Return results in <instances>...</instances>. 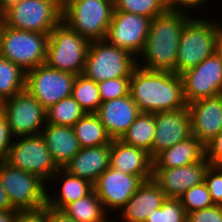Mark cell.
<instances>
[{
	"mask_svg": "<svg viewBox=\"0 0 222 222\" xmlns=\"http://www.w3.org/2000/svg\"><path fill=\"white\" fill-rule=\"evenodd\" d=\"M129 95L140 112L154 114L178 110L188 105L180 75L147 70L138 65L130 78Z\"/></svg>",
	"mask_w": 222,
	"mask_h": 222,
	"instance_id": "1",
	"label": "cell"
},
{
	"mask_svg": "<svg viewBox=\"0 0 222 222\" xmlns=\"http://www.w3.org/2000/svg\"><path fill=\"white\" fill-rule=\"evenodd\" d=\"M192 17L194 15L166 10L153 18L145 48L139 55L143 57V64L137 60V65L147 70L176 73L180 34Z\"/></svg>",
	"mask_w": 222,
	"mask_h": 222,
	"instance_id": "2",
	"label": "cell"
},
{
	"mask_svg": "<svg viewBox=\"0 0 222 222\" xmlns=\"http://www.w3.org/2000/svg\"><path fill=\"white\" fill-rule=\"evenodd\" d=\"M113 12L111 0H62V22L89 42L105 40Z\"/></svg>",
	"mask_w": 222,
	"mask_h": 222,
	"instance_id": "3",
	"label": "cell"
},
{
	"mask_svg": "<svg viewBox=\"0 0 222 222\" xmlns=\"http://www.w3.org/2000/svg\"><path fill=\"white\" fill-rule=\"evenodd\" d=\"M207 18L192 17L180 34L176 74L194 68L215 53V41L222 23Z\"/></svg>",
	"mask_w": 222,
	"mask_h": 222,
	"instance_id": "4",
	"label": "cell"
},
{
	"mask_svg": "<svg viewBox=\"0 0 222 222\" xmlns=\"http://www.w3.org/2000/svg\"><path fill=\"white\" fill-rule=\"evenodd\" d=\"M0 20L11 28L50 34L62 21V0H23L7 7Z\"/></svg>",
	"mask_w": 222,
	"mask_h": 222,
	"instance_id": "5",
	"label": "cell"
},
{
	"mask_svg": "<svg viewBox=\"0 0 222 222\" xmlns=\"http://www.w3.org/2000/svg\"><path fill=\"white\" fill-rule=\"evenodd\" d=\"M90 42L60 22L49 34L45 64L60 71L83 73Z\"/></svg>",
	"mask_w": 222,
	"mask_h": 222,
	"instance_id": "6",
	"label": "cell"
},
{
	"mask_svg": "<svg viewBox=\"0 0 222 222\" xmlns=\"http://www.w3.org/2000/svg\"><path fill=\"white\" fill-rule=\"evenodd\" d=\"M137 58L127 49L116 47L106 40L90 42L83 75L95 82L131 77Z\"/></svg>",
	"mask_w": 222,
	"mask_h": 222,
	"instance_id": "7",
	"label": "cell"
},
{
	"mask_svg": "<svg viewBox=\"0 0 222 222\" xmlns=\"http://www.w3.org/2000/svg\"><path fill=\"white\" fill-rule=\"evenodd\" d=\"M49 34L26 31L2 23L1 56L25 72L45 64Z\"/></svg>",
	"mask_w": 222,
	"mask_h": 222,
	"instance_id": "8",
	"label": "cell"
},
{
	"mask_svg": "<svg viewBox=\"0 0 222 222\" xmlns=\"http://www.w3.org/2000/svg\"><path fill=\"white\" fill-rule=\"evenodd\" d=\"M0 181L14 209L34 210L46 205L47 185L36 175L0 161Z\"/></svg>",
	"mask_w": 222,
	"mask_h": 222,
	"instance_id": "9",
	"label": "cell"
},
{
	"mask_svg": "<svg viewBox=\"0 0 222 222\" xmlns=\"http://www.w3.org/2000/svg\"><path fill=\"white\" fill-rule=\"evenodd\" d=\"M5 162L14 168L36 175L46 184L52 182L51 177L60 169L41 134L21 136L12 140Z\"/></svg>",
	"mask_w": 222,
	"mask_h": 222,
	"instance_id": "10",
	"label": "cell"
},
{
	"mask_svg": "<svg viewBox=\"0 0 222 222\" xmlns=\"http://www.w3.org/2000/svg\"><path fill=\"white\" fill-rule=\"evenodd\" d=\"M76 76L42 64L26 71L25 89L46 110L72 95Z\"/></svg>",
	"mask_w": 222,
	"mask_h": 222,
	"instance_id": "11",
	"label": "cell"
},
{
	"mask_svg": "<svg viewBox=\"0 0 222 222\" xmlns=\"http://www.w3.org/2000/svg\"><path fill=\"white\" fill-rule=\"evenodd\" d=\"M1 111L13 138L39 135L46 124V110L26 89L5 100Z\"/></svg>",
	"mask_w": 222,
	"mask_h": 222,
	"instance_id": "12",
	"label": "cell"
},
{
	"mask_svg": "<svg viewBox=\"0 0 222 222\" xmlns=\"http://www.w3.org/2000/svg\"><path fill=\"white\" fill-rule=\"evenodd\" d=\"M180 77L187 104L222 94V61L216 53Z\"/></svg>",
	"mask_w": 222,
	"mask_h": 222,
	"instance_id": "13",
	"label": "cell"
},
{
	"mask_svg": "<svg viewBox=\"0 0 222 222\" xmlns=\"http://www.w3.org/2000/svg\"><path fill=\"white\" fill-rule=\"evenodd\" d=\"M151 20L134 13L114 11L105 40L116 47L127 49L138 58L145 48Z\"/></svg>",
	"mask_w": 222,
	"mask_h": 222,
	"instance_id": "14",
	"label": "cell"
},
{
	"mask_svg": "<svg viewBox=\"0 0 222 222\" xmlns=\"http://www.w3.org/2000/svg\"><path fill=\"white\" fill-rule=\"evenodd\" d=\"M143 182L139 176L109 167L97 178L93 188L108 213L110 209L120 211Z\"/></svg>",
	"mask_w": 222,
	"mask_h": 222,
	"instance_id": "15",
	"label": "cell"
},
{
	"mask_svg": "<svg viewBox=\"0 0 222 222\" xmlns=\"http://www.w3.org/2000/svg\"><path fill=\"white\" fill-rule=\"evenodd\" d=\"M210 166L206 156L200 161L176 168H153L152 180L161 188L166 198H179L194 185L204 182Z\"/></svg>",
	"mask_w": 222,
	"mask_h": 222,
	"instance_id": "16",
	"label": "cell"
},
{
	"mask_svg": "<svg viewBox=\"0 0 222 222\" xmlns=\"http://www.w3.org/2000/svg\"><path fill=\"white\" fill-rule=\"evenodd\" d=\"M155 136L152 145V159L175 144L192 136L188 108L155 113Z\"/></svg>",
	"mask_w": 222,
	"mask_h": 222,
	"instance_id": "17",
	"label": "cell"
},
{
	"mask_svg": "<svg viewBox=\"0 0 222 222\" xmlns=\"http://www.w3.org/2000/svg\"><path fill=\"white\" fill-rule=\"evenodd\" d=\"M187 108L191 133L206 146L222 130V94L189 103Z\"/></svg>",
	"mask_w": 222,
	"mask_h": 222,
	"instance_id": "18",
	"label": "cell"
},
{
	"mask_svg": "<svg viewBox=\"0 0 222 222\" xmlns=\"http://www.w3.org/2000/svg\"><path fill=\"white\" fill-rule=\"evenodd\" d=\"M109 167L147 181L152 179L153 159L144 149L113 139L110 144Z\"/></svg>",
	"mask_w": 222,
	"mask_h": 222,
	"instance_id": "19",
	"label": "cell"
},
{
	"mask_svg": "<svg viewBox=\"0 0 222 222\" xmlns=\"http://www.w3.org/2000/svg\"><path fill=\"white\" fill-rule=\"evenodd\" d=\"M140 113L137 104L128 94L102 102L95 114L113 140L120 139Z\"/></svg>",
	"mask_w": 222,
	"mask_h": 222,
	"instance_id": "20",
	"label": "cell"
},
{
	"mask_svg": "<svg viewBox=\"0 0 222 222\" xmlns=\"http://www.w3.org/2000/svg\"><path fill=\"white\" fill-rule=\"evenodd\" d=\"M166 199L161 188L152 180L144 181L135 194L118 212L123 222H145L147 217L160 208Z\"/></svg>",
	"mask_w": 222,
	"mask_h": 222,
	"instance_id": "21",
	"label": "cell"
},
{
	"mask_svg": "<svg viewBox=\"0 0 222 222\" xmlns=\"http://www.w3.org/2000/svg\"><path fill=\"white\" fill-rule=\"evenodd\" d=\"M110 144L81 148L79 152L63 167L73 176L88 180L92 184L109 168Z\"/></svg>",
	"mask_w": 222,
	"mask_h": 222,
	"instance_id": "22",
	"label": "cell"
},
{
	"mask_svg": "<svg viewBox=\"0 0 222 222\" xmlns=\"http://www.w3.org/2000/svg\"><path fill=\"white\" fill-rule=\"evenodd\" d=\"M40 134L59 168H63L81 149L72 127L46 123Z\"/></svg>",
	"mask_w": 222,
	"mask_h": 222,
	"instance_id": "23",
	"label": "cell"
},
{
	"mask_svg": "<svg viewBox=\"0 0 222 222\" xmlns=\"http://www.w3.org/2000/svg\"><path fill=\"white\" fill-rule=\"evenodd\" d=\"M59 178V179H58ZM52 181H61L56 194L47 192L46 205L55 210H63L69 203L89 195L93 190V184L88 180L73 176L60 168L52 177ZM54 194V195H53Z\"/></svg>",
	"mask_w": 222,
	"mask_h": 222,
	"instance_id": "24",
	"label": "cell"
},
{
	"mask_svg": "<svg viewBox=\"0 0 222 222\" xmlns=\"http://www.w3.org/2000/svg\"><path fill=\"white\" fill-rule=\"evenodd\" d=\"M205 156V146L193 135L163 150L153 158V168H176L200 161Z\"/></svg>",
	"mask_w": 222,
	"mask_h": 222,
	"instance_id": "25",
	"label": "cell"
},
{
	"mask_svg": "<svg viewBox=\"0 0 222 222\" xmlns=\"http://www.w3.org/2000/svg\"><path fill=\"white\" fill-rule=\"evenodd\" d=\"M72 128L80 148L98 147L112 142V138L95 113H86Z\"/></svg>",
	"mask_w": 222,
	"mask_h": 222,
	"instance_id": "26",
	"label": "cell"
},
{
	"mask_svg": "<svg viewBox=\"0 0 222 222\" xmlns=\"http://www.w3.org/2000/svg\"><path fill=\"white\" fill-rule=\"evenodd\" d=\"M155 131V113L141 112L119 140L125 144L144 149L152 158Z\"/></svg>",
	"mask_w": 222,
	"mask_h": 222,
	"instance_id": "27",
	"label": "cell"
},
{
	"mask_svg": "<svg viewBox=\"0 0 222 222\" xmlns=\"http://www.w3.org/2000/svg\"><path fill=\"white\" fill-rule=\"evenodd\" d=\"M62 212L76 222H105L108 219V214L94 190L89 195L69 203Z\"/></svg>",
	"mask_w": 222,
	"mask_h": 222,
	"instance_id": "28",
	"label": "cell"
},
{
	"mask_svg": "<svg viewBox=\"0 0 222 222\" xmlns=\"http://www.w3.org/2000/svg\"><path fill=\"white\" fill-rule=\"evenodd\" d=\"M26 72L0 56V98L5 101L25 90Z\"/></svg>",
	"mask_w": 222,
	"mask_h": 222,
	"instance_id": "29",
	"label": "cell"
},
{
	"mask_svg": "<svg viewBox=\"0 0 222 222\" xmlns=\"http://www.w3.org/2000/svg\"><path fill=\"white\" fill-rule=\"evenodd\" d=\"M86 112L69 96L46 109V123L72 127Z\"/></svg>",
	"mask_w": 222,
	"mask_h": 222,
	"instance_id": "30",
	"label": "cell"
},
{
	"mask_svg": "<svg viewBox=\"0 0 222 222\" xmlns=\"http://www.w3.org/2000/svg\"><path fill=\"white\" fill-rule=\"evenodd\" d=\"M71 96L86 113H96L102 103L98 83L83 74L76 76Z\"/></svg>",
	"mask_w": 222,
	"mask_h": 222,
	"instance_id": "31",
	"label": "cell"
},
{
	"mask_svg": "<svg viewBox=\"0 0 222 222\" xmlns=\"http://www.w3.org/2000/svg\"><path fill=\"white\" fill-rule=\"evenodd\" d=\"M114 11L155 18L166 11L165 0H115Z\"/></svg>",
	"mask_w": 222,
	"mask_h": 222,
	"instance_id": "32",
	"label": "cell"
},
{
	"mask_svg": "<svg viewBox=\"0 0 222 222\" xmlns=\"http://www.w3.org/2000/svg\"><path fill=\"white\" fill-rule=\"evenodd\" d=\"M179 200L185 209L186 214L215 205L205 182L194 185L189 190L185 191L179 197Z\"/></svg>",
	"mask_w": 222,
	"mask_h": 222,
	"instance_id": "33",
	"label": "cell"
},
{
	"mask_svg": "<svg viewBox=\"0 0 222 222\" xmlns=\"http://www.w3.org/2000/svg\"><path fill=\"white\" fill-rule=\"evenodd\" d=\"M187 214L179 198H166L145 222H186Z\"/></svg>",
	"mask_w": 222,
	"mask_h": 222,
	"instance_id": "34",
	"label": "cell"
},
{
	"mask_svg": "<svg viewBox=\"0 0 222 222\" xmlns=\"http://www.w3.org/2000/svg\"><path fill=\"white\" fill-rule=\"evenodd\" d=\"M131 77H119L98 82L102 102L124 97L129 94Z\"/></svg>",
	"mask_w": 222,
	"mask_h": 222,
	"instance_id": "35",
	"label": "cell"
},
{
	"mask_svg": "<svg viewBox=\"0 0 222 222\" xmlns=\"http://www.w3.org/2000/svg\"><path fill=\"white\" fill-rule=\"evenodd\" d=\"M204 182L215 205H222V166H209Z\"/></svg>",
	"mask_w": 222,
	"mask_h": 222,
	"instance_id": "36",
	"label": "cell"
},
{
	"mask_svg": "<svg viewBox=\"0 0 222 222\" xmlns=\"http://www.w3.org/2000/svg\"><path fill=\"white\" fill-rule=\"evenodd\" d=\"M186 222H222V205H214L187 213Z\"/></svg>",
	"mask_w": 222,
	"mask_h": 222,
	"instance_id": "37",
	"label": "cell"
},
{
	"mask_svg": "<svg viewBox=\"0 0 222 222\" xmlns=\"http://www.w3.org/2000/svg\"><path fill=\"white\" fill-rule=\"evenodd\" d=\"M205 156L211 166H222V130L205 146Z\"/></svg>",
	"mask_w": 222,
	"mask_h": 222,
	"instance_id": "38",
	"label": "cell"
},
{
	"mask_svg": "<svg viewBox=\"0 0 222 222\" xmlns=\"http://www.w3.org/2000/svg\"><path fill=\"white\" fill-rule=\"evenodd\" d=\"M14 222H48V206L34 210H17Z\"/></svg>",
	"mask_w": 222,
	"mask_h": 222,
	"instance_id": "39",
	"label": "cell"
},
{
	"mask_svg": "<svg viewBox=\"0 0 222 222\" xmlns=\"http://www.w3.org/2000/svg\"><path fill=\"white\" fill-rule=\"evenodd\" d=\"M206 2L207 0H165V7L167 11H173L189 15V13L187 14V10L188 12H190L191 9V11L193 12V10L197 7L199 9L203 8L199 6H202Z\"/></svg>",
	"mask_w": 222,
	"mask_h": 222,
	"instance_id": "40",
	"label": "cell"
},
{
	"mask_svg": "<svg viewBox=\"0 0 222 222\" xmlns=\"http://www.w3.org/2000/svg\"><path fill=\"white\" fill-rule=\"evenodd\" d=\"M12 140L13 137L10 133L7 120L0 110V161H5L12 144Z\"/></svg>",
	"mask_w": 222,
	"mask_h": 222,
	"instance_id": "41",
	"label": "cell"
},
{
	"mask_svg": "<svg viewBox=\"0 0 222 222\" xmlns=\"http://www.w3.org/2000/svg\"><path fill=\"white\" fill-rule=\"evenodd\" d=\"M48 222H76L68 217L61 210H55L48 207Z\"/></svg>",
	"mask_w": 222,
	"mask_h": 222,
	"instance_id": "42",
	"label": "cell"
},
{
	"mask_svg": "<svg viewBox=\"0 0 222 222\" xmlns=\"http://www.w3.org/2000/svg\"><path fill=\"white\" fill-rule=\"evenodd\" d=\"M14 208L11 206L8 196L1 185L0 181V211L13 210Z\"/></svg>",
	"mask_w": 222,
	"mask_h": 222,
	"instance_id": "43",
	"label": "cell"
},
{
	"mask_svg": "<svg viewBox=\"0 0 222 222\" xmlns=\"http://www.w3.org/2000/svg\"><path fill=\"white\" fill-rule=\"evenodd\" d=\"M17 210L0 211V222H14Z\"/></svg>",
	"mask_w": 222,
	"mask_h": 222,
	"instance_id": "44",
	"label": "cell"
},
{
	"mask_svg": "<svg viewBox=\"0 0 222 222\" xmlns=\"http://www.w3.org/2000/svg\"><path fill=\"white\" fill-rule=\"evenodd\" d=\"M215 53L222 61V26L218 29L216 41H215Z\"/></svg>",
	"mask_w": 222,
	"mask_h": 222,
	"instance_id": "45",
	"label": "cell"
},
{
	"mask_svg": "<svg viewBox=\"0 0 222 222\" xmlns=\"http://www.w3.org/2000/svg\"><path fill=\"white\" fill-rule=\"evenodd\" d=\"M23 0H0V14L10 5L21 2Z\"/></svg>",
	"mask_w": 222,
	"mask_h": 222,
	"instance_id": "46",
	"label": "cell"
},
{
	"mask_svg": "<svg viewBox=\"0 0 222 222\" xmlns=\"http://www.w3.org/2000/svg\"><path fill=\"white\" fill-rule=\"evenodd\" d=\"M1 45H2V21L0 20V56H1Z\"/></svg>",
	"mask_w": 222,
	"mask_h": 222,
	"instance_id": "47",
	"label": "cell"
},
{
	"mask_svg": "<svg viewBox=\"0 0 222 222\" xmlns=\"http://www.w3.org/2000/svg\"><path fill=\"white\" fill-rule=\"evenodd\" d=\"M3 103H4V101L0 98V110L2 108Z\"/></svg>",
	"mask_w": 222,
	"mask_h": 222,
	"instance_id": "48",
	"label": "cell"
},
{
	"mask_svg": "<svg viewBox=\"0 0 222 222\" xmlns=\"http://www.w3.org/2000/svg\"><path fill=\"white\" fill-rule=\"evenodd\" d=\"M113 221L116 222V221L113 220L112 217H111V219L109 218V219H107L105 222H113Z\"/></svg>",
	"mask_w": 222,
	"mask_h": 222,
	"instance_id": "49",
	"label": "cell"
}]
</instances>
